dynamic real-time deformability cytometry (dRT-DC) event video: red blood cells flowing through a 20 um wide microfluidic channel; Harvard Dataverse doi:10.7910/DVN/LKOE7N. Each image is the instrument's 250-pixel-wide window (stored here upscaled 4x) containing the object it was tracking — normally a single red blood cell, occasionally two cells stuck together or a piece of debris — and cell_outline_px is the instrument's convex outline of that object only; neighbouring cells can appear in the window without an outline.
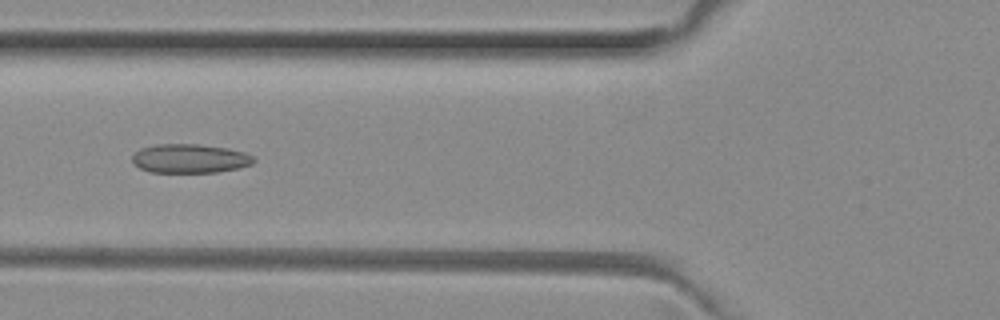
{"species": "common noctule bat (a hibernating species)", "species_latin": "Nyctalus noctula", "temperature_condition": "room temperature", "stored_images_in_passage": 48, "camera_frame_rate_fps": 3000, "um_per_image_px": 0.085, "animal": {"sex": "female", "body_mass_g": 29.2, "forearm_length_mm": 56.3}, "frame": {"image": 1, "passage_image": 16, "time_ms": 5.0, "image_size_px": [1000, 320], "cell_outline_px": [[256, 160], [252, 164], [240, 168], [216, 172], [148, 172], [132, 164], [132, 156], [140, 148], [156, 144], [200, 144], [228, 148], [244, 152], [252, 156]], "centroid_in_image_um": [16.13, 13.47], "position_along_channel_um": 109.7, "area_um2": 20.69}}
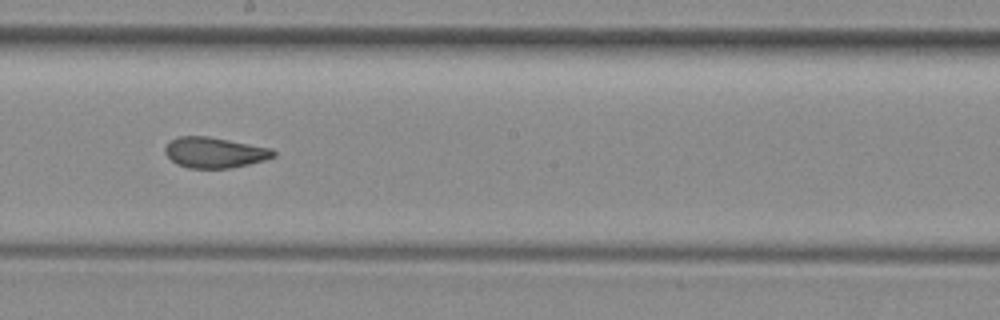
{"frame": {"image": 2, "passage_image": 25, "time_ms": 8.0, "image_size_px": [1000, 320], "cell_outline_px": [[276, 156], [264, 160], [248, 164], [228, 168], [188, 168], [176, 164], [164, 152], [164, 148], [172, 140], [180, 136], [208, 136], [272, 148], [276, 152]], "centroid_in_image_um": [18.25, 12.96], "position_along_channel_um": 229.9, "area_um2": 19.25}}
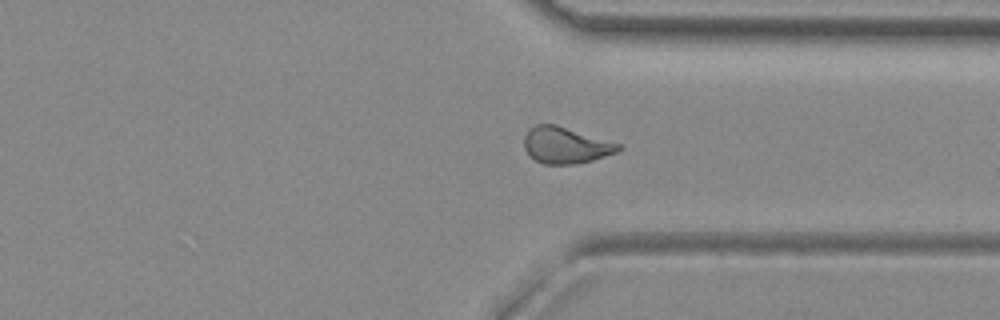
{"frame": {"image": 3, "passage_image": 35, "time_ms": 11.333, "image_size_px": [1000, 320], "cell_outline_px": [[624, 148], [616, 152], [592, 160], [576, 164], [544, 164], [536, 160], [524, 148], [524, 136], [528, 128], [536, 124], [556, 124], [620, 144]], "centroid_in_image_um": [48.06, 12.33], "position_along_channel_um": 363.3, "area_um2": 19.88}, "authors_computed_cell_mechanics": {"area_um2": 20.3167, "velocity_mm_per_s": 4.0138, "shape_relaxation_time_tau1_ms": null, "shape_relaxation_time_tau2_ms": 2.0617, "deformation_change_tau1": null, "deformation_change_tau2": 0.0721}}